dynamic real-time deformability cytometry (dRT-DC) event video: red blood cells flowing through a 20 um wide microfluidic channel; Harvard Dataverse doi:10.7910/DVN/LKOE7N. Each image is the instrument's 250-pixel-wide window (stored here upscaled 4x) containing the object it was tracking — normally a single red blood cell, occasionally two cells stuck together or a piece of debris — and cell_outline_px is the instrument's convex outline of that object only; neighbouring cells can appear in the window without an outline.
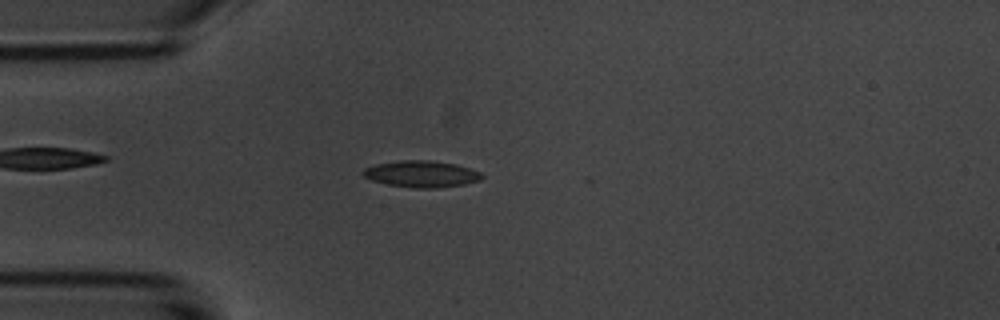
{"species": "common noctule bat (a hibernating species)", "species_latin": "Nyctalus noctula", "temperature_condition": "room temperature", "stored_images_in_passage": 54, "camera_frame_rate_fps": 3000, "um_per_image_px": 0.085, "animal": {"sex": "male", "body_mass_g": 20.1, "forearm_length_mm": 53.5}, "frame": {"image": 1, "passage_image": 14, "time_ms": 4.333, "image_size_px": [1000, 320], "cell_outline_px": [[484, 176], [480, 180], [464, 184], [436, 188], [416, 188], [388, 184], [372, 180], [364, 176], [360, 172], [364, 168], [376, 164], [400, 160], [428, 160], [456, 164], [480, 172]], "centroid_in_image_um": [35.81, 14.78], "position_along_channel_um": 49.2, "area_um2": 18.26}}
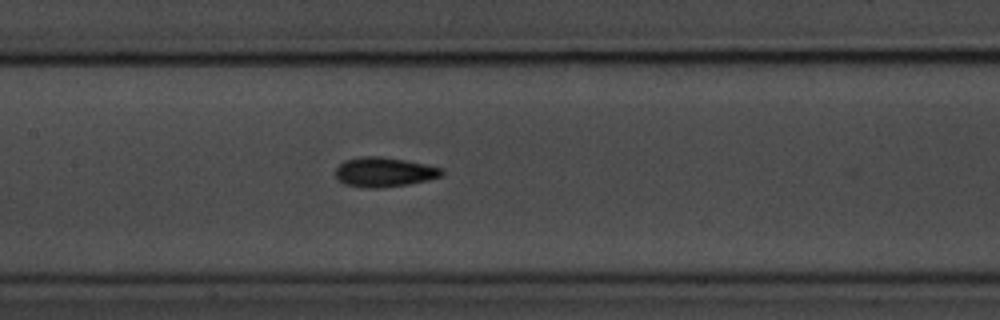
{"frame": {"image": 2, "passage_image": 25, "time_ms": 8.0, "image_size_px": [1000, 320], "cell_outline_px": [[444, 172], [440, 176], [428, 180], [408, 184], [380, 188], [368, 188], [344, 184], [336, 176], [336, 168], [344, 160], [364, 156], [380, 156], [404, 160], [444, 168]], "centroid_in_image_um": [32.66, 14.62], "position_along_channel_um": 174.7, "area_um2": 18.21}}
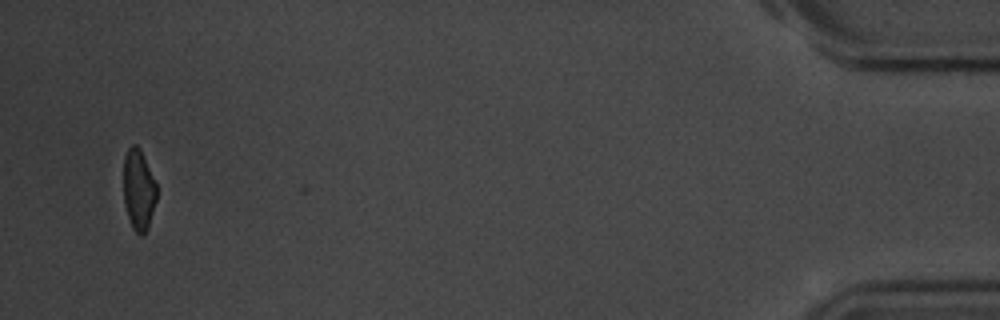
{"frame": {"image": 3, "passage_image": 52, "time_ms": 17.0, "image_size_px": [1000, 320], "cell_outline_px": [[156, 200], [148, 228], [144, 236], [140, 236], [132, 228], [124, 204], [124, 156], [128, 148], [132, 144], [136, 144], [140, 148], [156, 184]], "centroid_in_image_um": [11.77, 16.15], "position_along_channel_um": 423.4, "area_um2": 15.61}, "authors_computed_cell_mechanics": {"area_um2": 17.1377, "velocity_mm_per_s": 3.6989, "shape_relaxation_time_tau1_ms": 3.2233, "shape_relaxation_time_tau2_ms": 1.4631, "deformation_change_tau1": 0.128, "deformation_change_tau2": 0.0681}}